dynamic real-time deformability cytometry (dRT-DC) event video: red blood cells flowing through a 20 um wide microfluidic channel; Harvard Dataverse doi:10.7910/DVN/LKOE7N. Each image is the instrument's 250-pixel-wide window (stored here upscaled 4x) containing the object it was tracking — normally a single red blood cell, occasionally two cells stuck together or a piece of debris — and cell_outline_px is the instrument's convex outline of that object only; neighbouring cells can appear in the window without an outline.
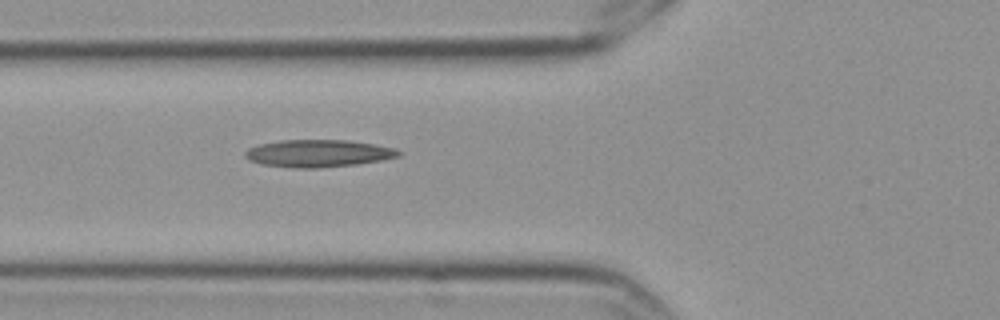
{"species": "Egyptian fruit bat (a non-hibernating species)", "species_latin": "Rousettus aegyptiacus", "temperature_condition": "cold", "stored_images_in_passage": 5, "camera_frame_rate_fps": 3000, "um_per_image_px": 0.085, "frame": {"image": 1, "passage_image": 5, "time_ms": 1.333, "image_size_px": [1000, 320], "cell_outline_px": [[400, 156], [380, 160], [356, 164], [316, 168], [296, 168], [260, 164], [248, 160], [244, 156], [244, 152], [248, 148], [260, 144], [280, 140], [348, 140], [376, 144], [396, 148], [400, 152]], "centroid_in_image_um": [27.02, 13.03], "position_along_channel_um": 98.8, "area_um2": 24.51}}